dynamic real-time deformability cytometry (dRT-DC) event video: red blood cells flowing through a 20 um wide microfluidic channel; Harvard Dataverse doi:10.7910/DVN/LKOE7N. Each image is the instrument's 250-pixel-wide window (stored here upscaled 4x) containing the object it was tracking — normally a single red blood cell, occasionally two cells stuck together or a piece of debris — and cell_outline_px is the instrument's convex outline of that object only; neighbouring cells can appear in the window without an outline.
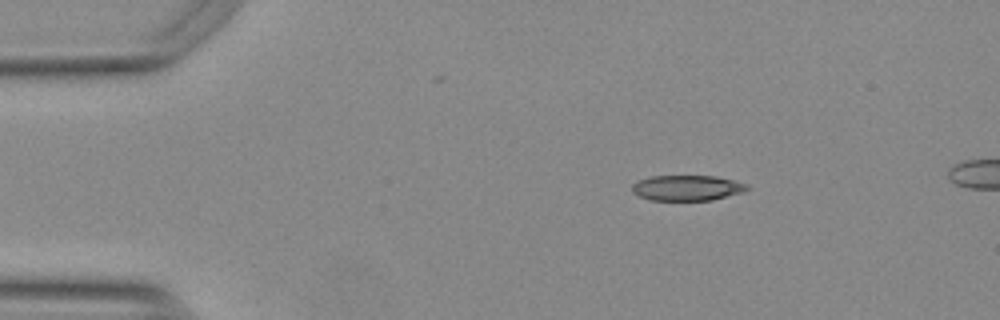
{"species": "Egyptian fruit bat (a non-hibernating species)", "species_latin": "Rousettus aegyptiacus", "temperature_condition": "warm", "stored_images_in_passage": 45, "camera_frame_rate_fps": 3000, "um_per_image_px": 0.085, "animal": {"sex": "female"}, "frame": {"image": 1, "passage_image": 1, "time_ms": 0.0, "image_size_px": [1000, 320], "cell_outline_px": [[752, 188], [744, 192], [712, 200], [648, 200], [632, 192], [632, 184], [640, 180], [652, 176], [716, 176], [748, 184]], "centroid_in_image_um": [58.44, 15.97], "position_along_channel_um": 26.6, "area_um2": 17.11}}
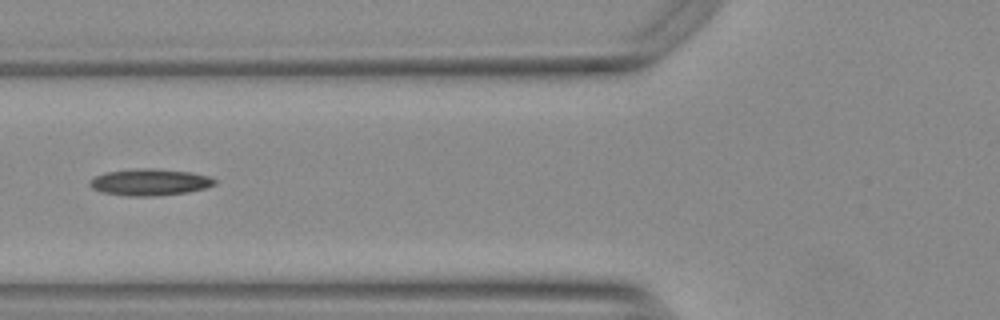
{"frame": {"image": 2, "passage_image": 13, "time_ms": 4.0, "image_size_px": [1000, 320], "cell_outline_px": [[216, 184], [204, 188], [188, 192], [156, 196], [128, 196], [104, 192], [92, 188], [88, 184], [96, 176], [108, 172], [144, 168], [148, 168], [192, 172], [208, 176], [216, 180]], "centroid_in_image_um": [12.77, 15.49], "position_along_channel_um": 113.0, "area_um2": 19.07}}
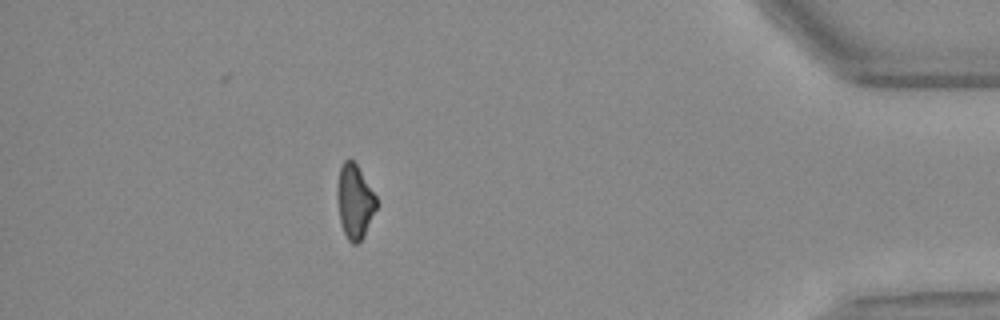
{"frame": {"image": 3, "passage_image": 40, "time_ms": 13.0, "image_size_px": [1000, 320], "cell_outline_px": [[376, 208], [364, 236], [356, 244], [352, 244], [348, 240], [340, 224], [336, 196], [336, 192], [340, 168], [344, 160], [352, 160], [356, 164], [376, 196]], "centroid_in_image_um": [30.12, 17.15], "position_along_channel_um": 405.1, "area_um2": 16.76}}